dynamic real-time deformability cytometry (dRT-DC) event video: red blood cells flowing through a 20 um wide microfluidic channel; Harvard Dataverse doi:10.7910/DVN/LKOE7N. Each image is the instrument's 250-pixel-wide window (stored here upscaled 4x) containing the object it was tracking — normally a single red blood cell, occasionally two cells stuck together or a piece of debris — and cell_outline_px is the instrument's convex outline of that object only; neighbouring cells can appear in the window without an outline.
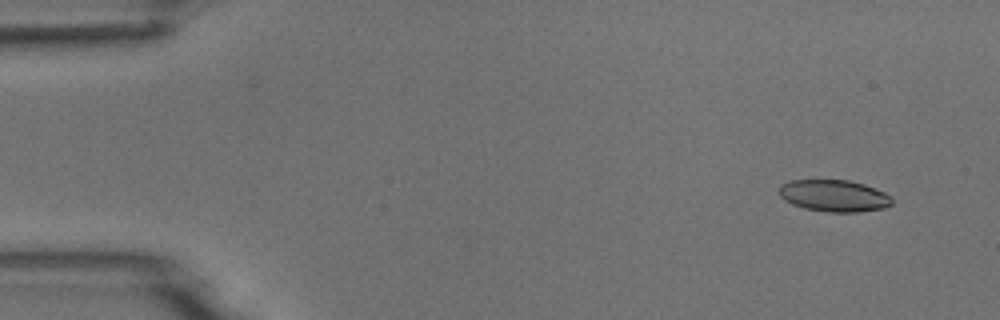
{"species": "common noctule bat (a hibernating species)", "species_latin": "Nyctalus noctula", "temperature_condition": "room temperature", "stored_images_in_passage": 4, "camera_frame_rate_fps": 3000, "um_per_image_px": 0.085, "animal": {"sex": "male", "body_mass_g": 18.8}, "frame": {"image": 1, "passage_image": 1, "time_ms": 0.0, "image_size_px": [1000, 320], "cell_outline_px": [[892, 204], [884, 208], [860, 212], [828, 212], [804, 208], [792, 204], [784, 200], [780, 196], [780, 184], [788, 180], [848, 180], [864, 184], [884, 192], [892, 196]], "centroid_in_image_um": [70.89, 16.64], "position_along_channel_um": 14.1, "area_um2": 21.04}}